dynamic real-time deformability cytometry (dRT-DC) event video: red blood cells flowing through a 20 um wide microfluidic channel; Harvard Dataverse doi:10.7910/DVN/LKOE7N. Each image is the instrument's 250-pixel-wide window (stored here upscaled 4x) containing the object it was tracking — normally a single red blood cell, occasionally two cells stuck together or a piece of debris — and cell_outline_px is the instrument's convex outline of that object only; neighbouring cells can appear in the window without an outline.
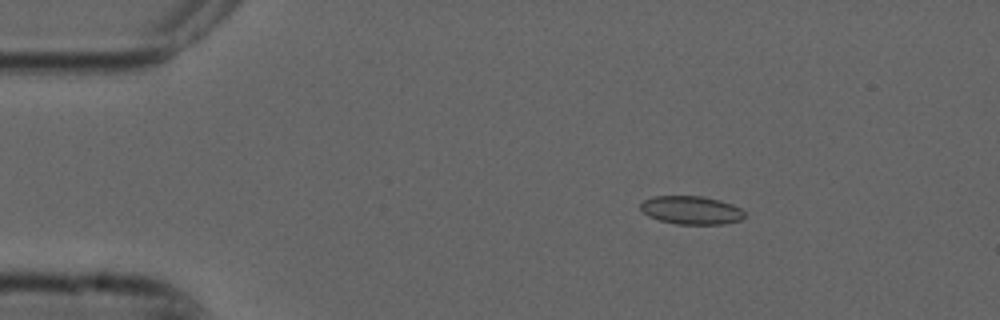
{"species": "common noctule bat (a hibernating species)", "species_latin": "Nyctalus noctula", "temperature_condition": "cold", "stored_images_in_passage": 54, "camera_frame_rate_fps": 3000, "um_per_image_px": 0.085, "animal": {"sex": "male", "forearm_length_mm": 52.5}, "frame": {"image": 1, "passage_image": 8, "time_ms": 2.333, "image_size_px": [1000, 320], "cell_outline_px": [[748, 216], [740, 220], [724, 224], [676, 224], [660, 220], [648, 216], [640, 208], [640, 204], [644, 200], [652, 196], [700, 196], [720, 200], [732, 204], [740, 208]], "centroid_in_image_um": [58.78, 17.86], "position_along_channel_um": 26.2, "area_um2": 17.22}}
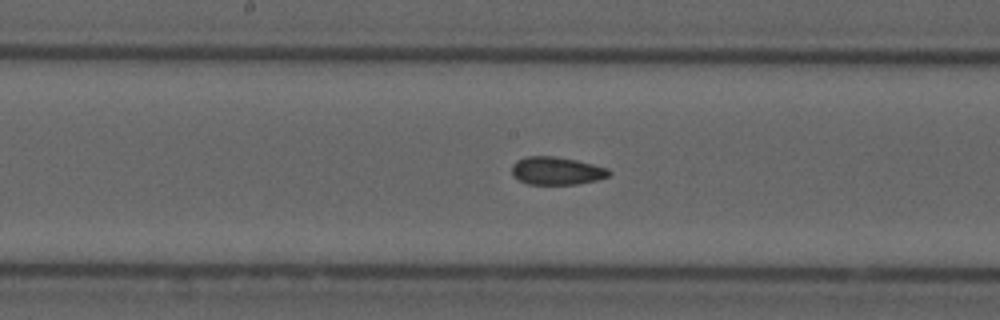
{"frame": {"image": 2, "passage_image": 27, "time_ms": 8.667, "image_size_px": [1000, 320], "cell_outline_px": [[612, 172], [608, 176], [596, 180], [576, 184], [528, 184], [512, 176], [512, 164], [516, 160], [528, 156], [556, 156], [576, 160], [608, 168]], "centroid_in_image_um": [47.29, 14.51], "position_along_channel_um": 200.9, "area_um2": 15.78}}
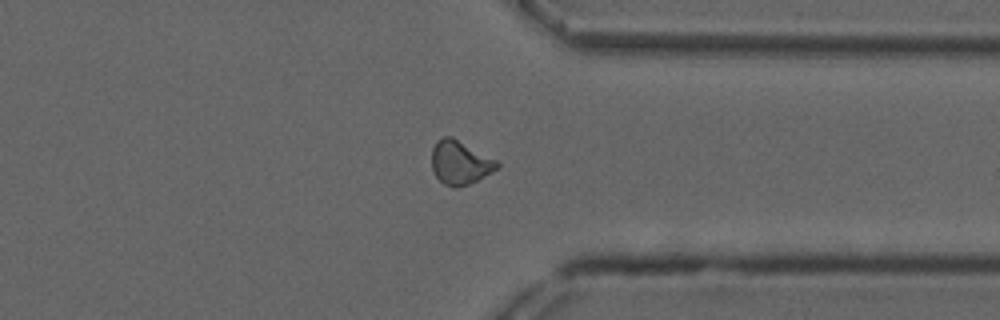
{"frame": {"image": 3, "passage_image": 41, "time_ms": 13.333, "image_size_px": [1000, 320], "cell_outline_px": [[500, 168], [468, 184], [456, 188], [452, 188], [444, 184], [436, 176], [432, 168], [432, 148], [436, 140], [444, 136], [452, 136], [496, 160], [500, 164]], "centroid_in_image_um": [39.09, 13.81], "position_along_channel_um": 372.3, "area_um2": 16.65}, "authors_computed_cell_mechanics": {"area_um2": 16.3574, "velocity_mm_per_s": 3.7343, "shape_relaxation_time_tau1_ms": null, "shape_relaxation_time_tau2_ms": 2.1907, "deformation_change_tau1": null, "deformation_change_tau2": 0.0769}}